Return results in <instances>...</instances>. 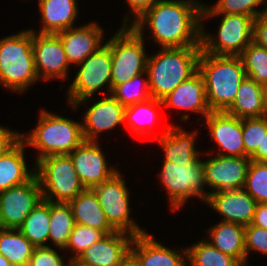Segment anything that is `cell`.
<instances>
[{"instance_id":"836d02e7","label":"cell","mask_w":267,"mask_h":266,"mask_svg":"<svg viewBox=\"0 0 267 266\" xmlns=\"http://www.w3.org/2000/svg\"><path fill=\"white\" fill-rule=\"evenodd\" d=\"M265 1L267 0H218V3L212 7L204 4L201 10V24L202 19L220 14H243L255 19L260 14L267 13V4L262 11L255 8Z\"/></svg>"},{"instance_id":"6da1fadb","label":"cell","mask_w":267,"mask_h":266,"mask_svg":"<svg viewBox=\"0 0 267 266\" xmlns=\"http://www.w3.org/2000/svg\"><path fill=\"white\" fill-rule=\"evenodd\" d=\"M193 0H160L131 26L143 35L148 25L161 48L201 46V10Z\"/></svg>"},{"instance_id":"b9f144b4","label":"cell","mask_w":267,"mask_h":266,"mask_svg":"<svg viewBox=\"0 0 267 266\" xmlns=\"http://www.w3.org/2000/svg\"><path fill=\"white\" fill-rule=\"evenodd\" d=\"M253 41L267 49V13L260 14L254 19Z\"/></svg>"},{"instance_id":"ab89813d","label":"cell","mask_w":267,"mask_h":266,"mask_svg":"<svg viewBox=\"0 0 267 266\" xmlns=\"http://www.w3.org/2000/svg\"><path fill=\"white\" fill-rule=\"evenodd\" d=\"M251 250L267 254V229L251 224L245 226L246 262L248 256L247 253H250Z\"/></svg>"},{"instance_id":"44dd1931","label":"cell","mask_w":267,"mask_h":266,"mask_svg":"<svg viewBox=\"0 0 267 266\" xmlns=\"http://www.w3.org/2000/svg\"><path fill=\"white\" fill-rule=\"evenodd\" d=\"M181 251L183 254L162 246L148 233H144L134 237L130 253L141 266H188L184 260L187 259V248Z\"/></svg>"},{"instance_id":"5b68a950","label":"cell","mask_w":267,"mask_h":266,"mask_svg":"<svg viewBox=\"0 0 267 266\" xmlns=\"http://www.w3.org/2000/svg\"><path fill=\"white\" fill-rule=\"evenodd\" d=\"M38 79L32 50V30L0 39L2 86L21 93Z\"/></svg>"},{"instance_id":"ffe728a7","label":"cell","mask_w":267,"mask_h":266,"mask_svg":"<svg viewBox=\"0 0 267 266\" xmlns=\"http://www.w3.org/2000/svg\"><path fill=\"white\" fill-rule=\"evenodd\" d=\"M125 107L111 94L93 104L84 114L82 125L85 141H97V135L124 123Z\"/></svg>"},{"instance_id":"e0dca14e","label":"cell","mask_w":267,"mask_h":266,"mask_svg":"<svg viewBox=\"0 0 267 266\" xmlns=\"http://www.w3.org/2000/svg\"><path fill=\"white\" fill-rule=\"evenodd\" d=\"M134 236L115 231L88 247L78 259L91 266H120L130 254Z\"/></svg>"},{"instance_id":"7a4b0ae2","label":"cell","mask_w":267,"mask_h":266,"mask_svg":"<svg viewBox=\"0 0 267 266\" xmlns=\"http://www.w3.org/2000/svg\"><path fill=\"white\" fill-rule=\"evenodd\" d=\"M202 75L211 111H226L235 100L239 85L247 77L240 56L200 53Z\"/></svg>"},{"instance_id":"7bdbcfd3","label":"cell","mask_w":267,"mask_h":266,"mask_svg":"<svg viewBox=\"0 0 267 266\" xmlns=\"http://www.w3.org/2000/svg\"><path fill=\"white\" fill-rule=\"evenodd\" d=\"M21 139V133L11 131L0 125V156L5 154Z\"/></svg>"},{"instance_id":"d590c367","label":"cell","mask_w":267,"mask_h":266,"mask_svg":"<svg viewBox=\"0 0 267 266\" xmlns=\"http://www.w3.org/2000/svg\"><path fill=\"white\" fill-rule=\"evenodd\" d=\"M243 189L256 203H267V162L251 160Z\"/></svg>"},{"instance_id":"d4e9b609","label":"cell","mask_w":267,"mask_h":266,"mask_svg":"<svg viewBox=\"0 0 267 266\" xmlns=\"http://www.w3.org/2000/svg\"><path fill=\"white\" fill-rule=\"evenodd\" d=\"M210 241L224 254L234 257L242 266H246L245 226L221 221L210 228ZM246 264V265H245Z\"/></svg>"},{"instance_id":"f1b7e54d","label":"cell","mask_w":267,"mask_h":266,"mask_svg":"<svg viewBox=\"0 0 267 266\" xmlns=\"http://www.w3.org/2000/svg\"><path fill=\"white\" fill-rule=\"evenodd\" d=\"M50 202L42 199L30 212L18 230L34 247L46 246L49 240Z\"/></svg>"},{"instance_id":"83f0119b","label":"cell","mask_w":267,"mask_h":266,"mask_svg":"<svg viewBox=\"0 0 267 266\" xmlns=\"http://www.w3.org/2000/svg\"><path fill=\"white\" fill-rule=\"evenodd\" d=\"M239 119L258 118L267 115L262 87L246 77L239 85L235 100L225 111Z\"/></svg>"},{"instance_id":"ee69618b","label":"cell","mask_w":267,"mask_h":266,"mask_svg":"<svg viewBox=\"0 0 267 266\" xmlns=\"http://www.w3.org/2000/svg\"><path fill=\"white\" fill-rule=\"evenodd\" d=\"M160 0H127L130 4L132 13L135 15L132 24L140 18L147 10L152 8Z\"/></svg>"},{"instance_id":"3957f363","label":"cell","mask_w":267,"mask_h":266,"mask_svg":"<svg viewBox=\"0 0 267 266\" xmlns=\"http://www.w3.org/2000/svg\"><path fill=\"white\" fill-rule=\"evenodd\" d=\"M147 59L151 98L162 100L198 70L201 46L161 48Z\"/></svg>"},{"instance_id":"ba28073f","label":"cell","mask_w":267,"mask_h":266,"mask_svg":"<svg viewBox=\"0 0 267 266\" xmlns=\"http://www.w3.org/2000/svg\"><path fill=\"white\" fill-rule=\"evenodd\" d=\"M202 162L198 156L181 164L164 160L161 183L166 187L173 211L182 208L191 196L200 197L204 202L208 198L210 193L204 194L203 190L206 182Z\"/></svg>"},{"instance_id":"2e32d148","label":"cell","mask_w":267,"mask_h":266,"mask_svg":"<svg viewBox=\"0 0 267 266\" xmlns=\"http://www.w3.org/2000/svg\"><path fill=\"white\" fill-rule=\"evenodd\" d=\"M205 118L211 133L210 138L214 139L220 149L225 151H219L218 155L245 157L242 119L225 111H211Z\"/></svg>"},{"instance_id":"4dcf8cb0","label":"cell","mask_w":267,"mask_h":266,"mask_svg":"<svg viewBox=\"0 0 267 266\" xmlns=\"http://www.w3.org/2000/svg\"><path fill=\"white\" fill-rule=\"evenodd\" d=\"M75 225L71 206L68 203L50 202L49 240L55 247L64 250Z\"/></svg>"},{"instance_id":"8992f818","label":"cell","mask_w":267,"mask_h":266,"mask_svg":"<svg viewBox=\"0 0 267 266\" xmlns=\"http://www.w3.org/2000/svg\"><path fill=\"white\" fill-rule=\"evenodd\" d=\"M35 165L37 167L33 169L46 201L69 203L86 189L69 154L50 155L35 162Z\"/></svg>"},{"instance_id":"8d00e7d4","label":"cell","mask_w":267,"mask_h":266,"mask_svg":"<svg viewBox=\"0 0 267 266\" xmlns=\"http://www.w3.org/2000/svg\"><path fill=\"white\" fill-rule=\"evenodd\" d=\"M142 75H143V73L139 74L137 76H134L132 79L127 80L124 83H121V84L115 86L111 92V95L115 99L120 101L124 107L133 105L135 103H141V102L147 101L148 99L151 98L148 79L142 80L144 82H142L143 86H142L141 90H139V89H138V91L136 89L133 90L135 87H137V85H138L137 88H139L140 82L138 80H140V78H142L141 77Z\"/></svg>"},{"instance_id":"f907efd6","label":"cell","mask_w":267,"mask_h":266,"mask_svg":"<svg viewBox=\"0 0 267 266\" xmlns=\"http://www.w3.org/2000/svg\"><path fill=\"white\" fill-rule=\"evenodd\" d=\"M0 266H13L4 256L0 254Z\"/></svg>"},{"instance_id":"e575fe53","label":"cell","mask_w":267,"mask_h":266,"mask_svg":"<svg viewBox=\"0 0 267 266\" xmlns=\"http://www.w3.org/2000/svg\"><path fill=\"white\" fill-rule=\"evenodd\" d=\"M239 56L247 77L262 85L267 79V49L252 41Z\"/></svg>"},{"instance_id":"7dc6e473","label":"cell","mask_w":267,"mask_h":266,"mask_svg":"<svg viewBox=\"0 0 267 266\" xmlns=\"http://www.w3.org/2000/svg\"><path fill=\"white\" fill-rule=\"evenodd\" d=\"M120 266H141L138 260L130 253Z\"/></svg>"},{"instance_id":"9a60e30c","label":"cell","mask_w":267,"mask_h":266,"mask_svg":"<svg viewBox=\"0 0 267 266\" xmlns=\"http://www.w3.org/2000/svg\"><path fill=\"white\" fill-rule=\"evenodd\" d=\"M69 155L78 177L86 189L100 185L118 172V169L108 168L105 155L102 154L95 141H84Z\"/></svg>"},{"instance_id":"f35d334b","label":"cell","mask_w":267,"mask_h":266,"mask_svg":"<svg viewBox=\"0 0 267 266\" xmlns=\"http://www.w3.org/2000/svg\"><path fill=\"white\" fill-rule=\"evenodd\" d=\"M104 236L105 234L102 231L75 223L74 228L69 235L66 248H72L74 252L73 254L75 255L71 258H78L88 247Z\"/></svg>"},{"instance_id":"f546056e","label":"cell","mask_w":267,"mask_h":266,"mask_svg":"<svg viewBox=\"0 0 267 266\" xmlns=\"http://www.w3.org/2000/svg\"><path fill=\"white\" fill-rule=\"evenodd\" d=\"M34 248L18 229L0 228V254L13 266H27Z\"/></svg>"},{"instance_id":"8fae6325","label":"cell","mask_w":267,"mask_h":266,"mask_svg":"<svg viewBox=\"0 0 267 266\" xmlns=\"http://www.w3.org/2000/svg\"><path fill=\"white\" fill-rule=\"evenodd\" d=\"M119 171L109 180L95 186V192L106 219L115 231L125 232L132 236L146 233L132 218L129 212V191Z\"/></svg>"},{"instance_id":"277c9868","label":"cell","mask_w":267,"mask_h":266,"mask_svg":"<svg viewBox=\"0 0 267 266\" xmlns=\"http://www.w3.org/2000/svg\"><path fill=\"white\" fill-rule=\"evenodd\" d=\"M21 139L26 145L39 149L36 162L50 155L70 154L85 141L82 123L54 115L45 109L40 113L36 128L27 137L21 133Z\"/></svg>"},{"instance_id":"52a82bcc","label":"cell","mask_w":267,"mask_h":266,"mask_svg":"<svg viewBox=\"0 0 267 266\" xmlns=\"http://www.w3.org/2000/svg\"><path fill=\"white\" fill-rule=\"evenodd\" d=\"M126 19V20H125ZM122 28L105 44L111 49L112 89L142 73H146L148 56L145 53L143 36L124 18Z\"/></svg>"},{"instance_id":"bcb514c9","label":"cell","mask_w":267,"mask_h":266,"mask_svg":"<svg viewBox=\"0 0 267 266\" xmlns=\"http://www.w3.org/2000/svg\"><path fill=\"white\" fill-rule=\"evenodd\" d=\"M250 159L256 162H267V132L263 134L261 147H257L256 151L250 156Z\"/></svg>"},{"instance_id":"1f68e13d","label":"cell","mask_w":267,"mask_h":266,"mask_svg":"<svg viewBox=\"0 0 267 266\" xmlns=\"http://www.w3.org/2000/svg\"><path fill=\"white\" fill-rule=\"evenodd\" d=\"M162 105V100L150 98L145 102L127 106L124 110V122L137 135H146L148 129H153L152 126L158 117L154 109Z\"/></svg>"},{"instance_id":"4316f807","label":"cell","mask_w":267,"mask_h":266,"mask_svg":"<svg viewBox=\"0 0 267 266\" xmlns=\"http://www.w3.org/2000/svg\"><path fill=\"white\" fill-rule=\"evenodd\" d=\"M192 133L182 131L175 125L168 126L167 130L157 137L164 149V160L181 164L185 161H193L199 156V151H196L194 144L196 131Z\"/></svg>"},{"instance_id":"30bf717a","label":"cell","mask_w":267,"mask_h":266,"mask_svg":"<svg viewBox=\"0 0 267 266\" xmlns=\"http://www.w3.org/2000/svg\"><path fill=\"white\" fill-rule=\"evenodd\" d=\"M221 19L215 40L202 29L201 24V51L214 55L239 56L253 41L254 18L243 14H223Z\"/></svg>"},{"instance_id":"5bb4252c","label":"cell","mask_w":267,"mask_h":266,"mask_svg":"<svg viewBox=\"0 0 267 266\" xmlns=\"http://www.w3.org/2000/svg\"><path fill=\"white\" fill-rule=\"evenodd\" d=\"M250 162V157L221 155L203 161L206 185L214 189L209 193L243 189Z\"/></svg>"},{"instance_id":"f6af8a7d","label":"cell","mask_w":267,"mask_h":266,"mask_svg":"<svg viewBox=\"0 0 267 266\" xmlns=\"http://www.w3.org/2000/svg\"><path fill=\"white\" fill-rule=\"evenodd\" d=\"M251 225L267 229V203H258Z\"/></svg>"},{"instance_id":"60d3db41","label":"cell","mask_w":267,"mask_h":266,"mask_svg":"<svg viewBox=\"0 0 267 266\" xmlns=\"http://www.w3.org/2000/svg\"><path fill=\"white\" fill-rule=\"evenodd\" d=\"M27 266H67L50 246L35 247Z\"/></svg>"},{"instance_id":"7c38bea8","label":"cell","mask_w":267,"mask_h":266,"mask_svg":"<svg viewBox=\"0 0 267 266\" xmlns=\"http://www.w3.org/2000/svg\"><path fill=\"white\" fill-rule=\"evenodd\" d=\"M42 199L36 175L24 184L0 192L1 228L18 229Z\"/></svg>"},{"instance_id":"d6986e66","label":"cell","mask_w":267,"mask_h":266,"mask_svg":"<svg viewBox=\"0 0 267 266\" xmlns=\"http://www.w3.org/2000/svg\"><path fill=\"white\" fill-rule=\"evenodd\" d=\"M103 31L97 23H88L82 27H72L57 33L68 63L78 65L96 52L102 46Z\"/></svg>"},{"instance_id":"c3c4849f","label":"cell","mask_w":267,"mask_h":266,"mask_svg":"<svg viewBox=\"0 0 267 266\" xmlns=\"http://www.w3.org/2000/svg\"><path fill=\"white\" fill-rule=\"evenodd\" d=\"M67 266H91L79 260L78 258H71Z\"/></svg>"},{"instance_id":"ac0fdd59","label":"cell","mask_w":267,"mask_h":266,"mask_svg":"<svg viewBox=\"0 0 267 266\" xmlns=\"http://www.w3.org/2000/svg\"><path fill=\"white\" fill-rule=\"evenodd\" d=\"M205 202L224 216L222 221L244 226L251 224L257 204L244 189L210 193Z\"/></svg>"},{"instance_id":"484cf974","label":"cell","mask_w":267,"mask_h":266,"mask_svg":"<svg viewBox=\"0 0 267 266\" xmlns=\"http://www.w3.org/2000/svg\"><path fill=\"white\" fill-rule=\"evenodd\" d=\"M26 143L20 139L11 149L0 156V192L29 181L34 171H28L24 158Z\"/></svg>"},{"instance_id":"cb8c5ba5","label":"cell","mask_w":267,"mask_h":266,"mask_svg":"<svg viewBox=\"0 0 267 266\" xmlns=\"http://www.w3.org/2000/svg\"><path fill=\"white\" fill-rule=\"evenodd\" d=\"M76 224L93 227L105 235L115 232L106 219L99 200L92 189H85L68 203Z\"/></svg>"},{"instance_id":"603a6c76","label":"cell","mask_w":267,"mask_h":266,"mask_svg":"<svg viewBox=\"0 0 267 266\" xmlns=\"http://www.w3.org/2000/svg\"><path fill=\"white\" fill-rule=\"evenodd\" d=\"M76 0H39L43 28L39 34H57L72 28L77 19Z\"/></svg>"},{"instance_id":"4fadbf2b","label":"cell","mask_w":267,"mask_h":266,"mask_svg":"<svg viewBox=\"0 0 267 266\" xmlns=\"http://www.w3.org/2000/svg\"><path fill=\"white\" fill-rule=\"evenodd\" d=\"M32 50L38 78L65 79L69 71L61 39L56 34H39L32 31Z\"/></svg>"},{"instance_id":"d6a6232c","label":"cell","mask_w":267,"mask_h":266,"mask_svg":"<svg viewBox=\"0 0 267 266\" xmlns=\"http://www.w3.org/2000/svg\"><path fill=\"white\" fill-rule=\"evenodd\" d=\"M187 260L189 266H242L234 257L224 254L204 239L187 249Z\"/></svg>"},{"instance_id":"7402d4cb","label":"cell","mask_w":267,"mask_h":266,"mask_svg":"<svg viewBox=\"0 0 267 266\" xmlns=\"http://www.w3.org/2000/svg\"><path fill=\"white\" fill-rule=\"evenodd\" d=\"M163 105L201 113L206 117L210 112L202 75L197 70L162 99Z\"/></svg>"},{"instance_id":"9c48e42d","label":"cell","mask_w":267,"mask_h":266,"mask_svg":"<svg viewBox=\"0 0 267 266\" xmlns=\"http://www.w3.org/2000/svg\"><path fill=\"white\" fill-rule=\"evenodd\" d=\"M75 79L69 86L68 102L76 109L78 104L83 103L104 85H107L109 94L112 92L111 49L102 45L96 52L89 55L82 63ZM107 83V84H106Z\"/></svg>"},{"instance_id":"681fc988","label":"cell","mask_w":267,"mask_h":266,"mask_svg":"<svg viewBox=\"0 0 267 266\" xmlns=\"http://www.w3.org/2000/svg\"><path fill=\"white\" fill-rule=\"evenodd\" d=\"M261 87H262L263 101L265 106L267 107V79L264 81Z\"/></svg>"},{"instance_id":"74e56055","label":"cell","mask_w":267,"mask_h":266,"mask_svg":"<svg viewBox=\"0 0 267 266\" xmlns=\"http://www.w3.org/2000/svg\"><path fill=\"white\" fill-rule=\"evenodd\" d=\"M267 132V115L258 118L242 119V134L245 145V157H250L261 147L263 134Z\"/></svg>"}]
</instances>
